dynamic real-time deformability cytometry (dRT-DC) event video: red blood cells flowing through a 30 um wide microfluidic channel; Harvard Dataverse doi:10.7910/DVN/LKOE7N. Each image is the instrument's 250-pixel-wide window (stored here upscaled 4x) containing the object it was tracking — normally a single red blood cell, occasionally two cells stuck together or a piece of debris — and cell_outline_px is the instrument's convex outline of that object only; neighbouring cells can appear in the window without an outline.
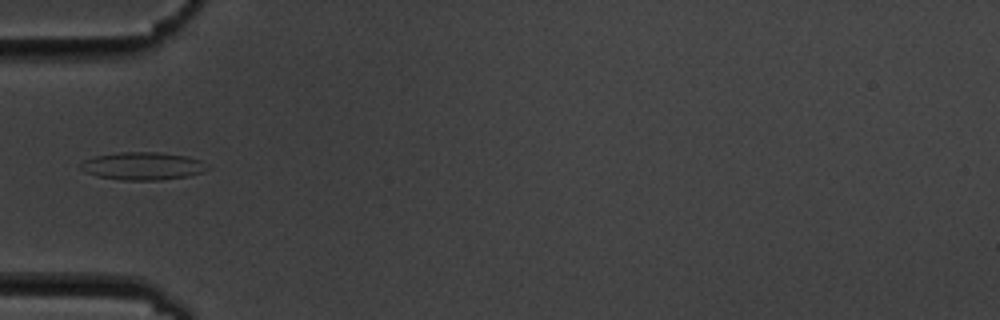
{"species": "common noctule bat (a hibernating species)", "species_latin": "Nyctalus noctula", "temperature_condition": "cold", "stored_images_in_passage": 10, "camera_frame_rate_fps": 3000, "um_per_image_px": 0.085, "animal": {"sex": "male", "body_mass_g": 19.5, "forearm_length_mm": 54.6}, "frame": {"image": 1, "passage_image": 6, "time_ms": 5.667, "image_size_px": [1000, 320], "cell_outline_px": [[212, 168], [188, 176], [160, 180], [120, 180], [96, 176], [84, 172], [80, 168], [80, 164], [84, 160], [96, 156], [120, 152], [160, 152], [188, 156], [200, 160]], "centroid_in_image_um": [12.13, 14.11], "position_along_channel_um": 72.9, "area_um2": 20.63}}
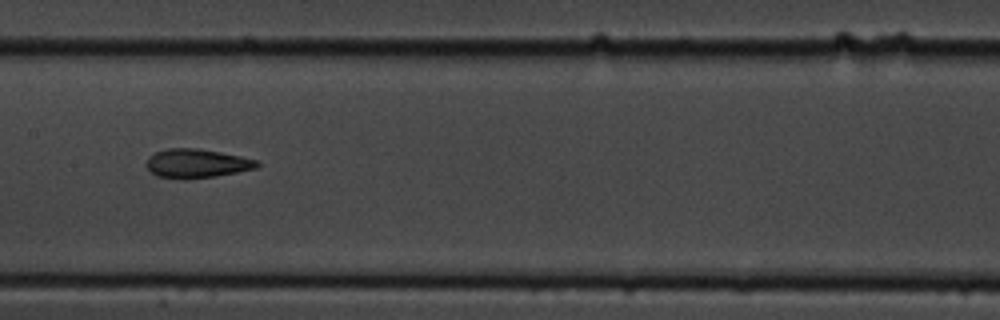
{"frame": {"image": 2, "passage_image": 9, "time_ms": 9.0, "image_size_px": [1000, 320], "cell_outline_px": [[260, 164], [256, 168], [216, 176], [184, 180], [156, 176], [148, 168], [148, 156], [156, 152], [168, 148], [200, 148], [260, 160]], "centroid_in_image_um": [16.74, 13.89], "position_along_channel_um": 190.7, "area_um2": 18.73}}
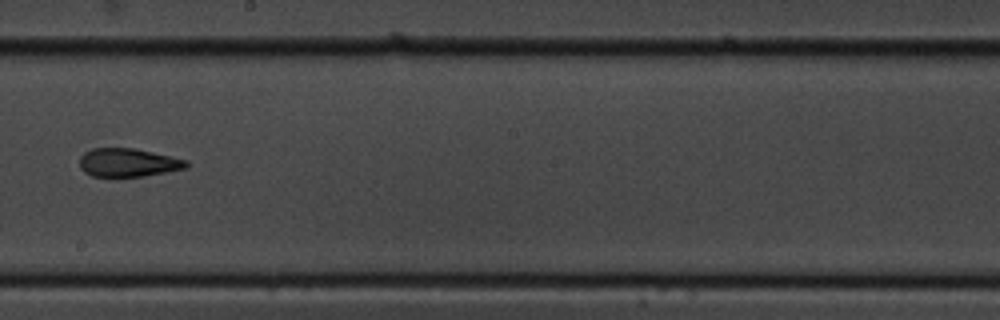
{"frame": {"image": 3, "passage_image": 10, "time_ms": 10.333, "image_size_px": [1000, 320], "cell_outline_px": [[188, 168], [168, 172], [144, 176], [116, 180], [92, 176], [84, 172], [80, 168], [80, 156], [84, 152], [92, 148], [136, 148], [188, 160]], "centroid_in_image_um": [10.87, 13.86], "position_along_channel_um": 237.3, "area_um2": 18.55}}